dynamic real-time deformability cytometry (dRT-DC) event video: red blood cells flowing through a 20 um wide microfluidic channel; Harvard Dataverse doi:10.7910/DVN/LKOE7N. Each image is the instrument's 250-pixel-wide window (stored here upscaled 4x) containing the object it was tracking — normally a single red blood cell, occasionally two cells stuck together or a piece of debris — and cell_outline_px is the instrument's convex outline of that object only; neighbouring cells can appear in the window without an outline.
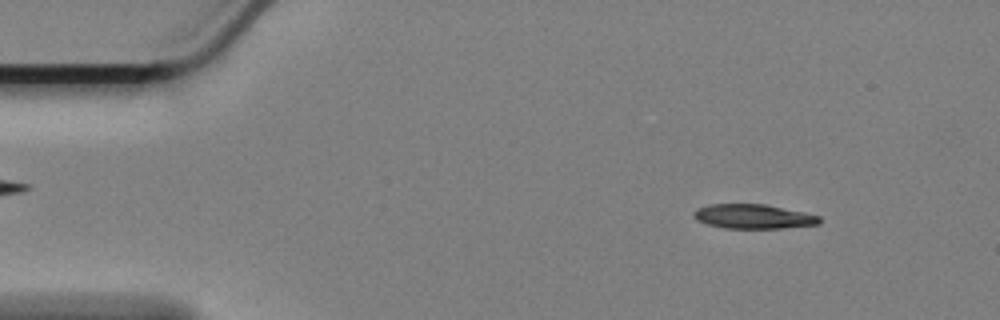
{"species": "Egyptian fruit bat (a non-hibernating species)", "species_latin": "Rousettus aegyptiacus", "temperature_condition": "cold", "stored_images_in_passage": 57, "camera_frame_rate_fps": 3000, "um_per_image_px": 0.085, "animal": {"sex": "female"}, "frame": {"image": 1, "passage_image": 6, "time_ms": 1.667, "image_size_px": [1000, 320], "cell_outline_px": [[820, 224], [780, 228], [724, 228], [708, 224], [696, 220], [692, 212], [696, 208], [708, 204], [764, 204], [804, 212], [820, 216]], "centroid_in_image_um": [64.0, 18.39], "position_along_channel_um": 21.0, "area_um2": 17.86}}
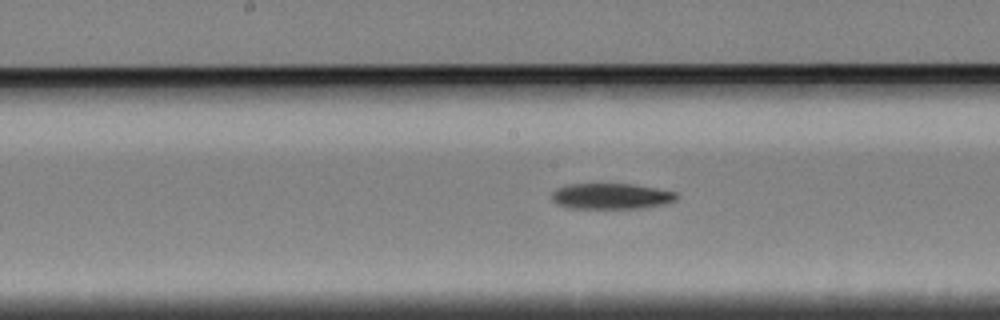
{"frame": {"image": 2, "passage_image": 28, "time_ms": 9.0, "image_size_px": [1000, 320], "cell_outline_px": [[680, 196], [676, 200], [664, 204], [640, 208], [568, 208], [556, 204], [552, 200], [552, 192], [556, 188], [568, 184], [636, 184], [676, 192]], "centroid_in_image_um": [51.95, 16.67], "position_along_channel_um": 196.2, "area_um2": 18.9}}
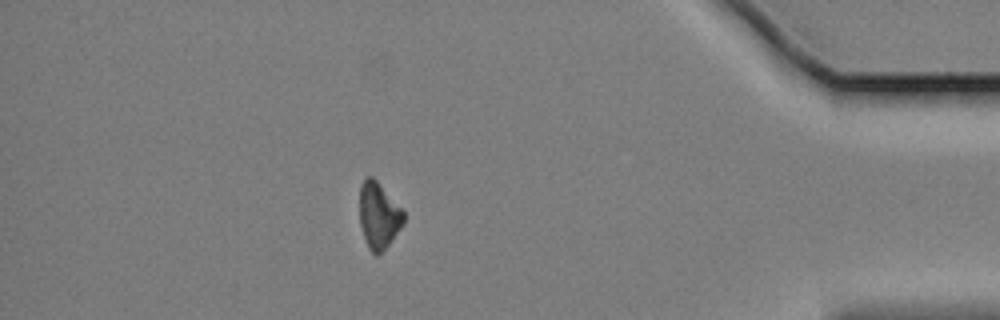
{"frame": {"image": 3, "passage_image": 50, "time_ms": 16.333, "image_size_px": [1000, 320], "cell_outline_px": [[404, 224], [388, 244], [376, 256], [368, 248], [360, 224], [360, 184], [364, 176], [372, 176], [376, 180], [404, 212]], "centroid_in_image_um": [32.17, 18.29], "position_along_channel_um": 403.0, "area_um2": 16.76}, "authors_computed_cell_mechanics": {"area_um2": 18.6116, "velocity_mm_per_s": 3.4053, "shape_relaxation_time_tau1_ms": 2.7501, "shape_relaxation_time_tau2_ms": null, "deformation_change_tau1": 0.0836, "deformation_change_tau2": null}}